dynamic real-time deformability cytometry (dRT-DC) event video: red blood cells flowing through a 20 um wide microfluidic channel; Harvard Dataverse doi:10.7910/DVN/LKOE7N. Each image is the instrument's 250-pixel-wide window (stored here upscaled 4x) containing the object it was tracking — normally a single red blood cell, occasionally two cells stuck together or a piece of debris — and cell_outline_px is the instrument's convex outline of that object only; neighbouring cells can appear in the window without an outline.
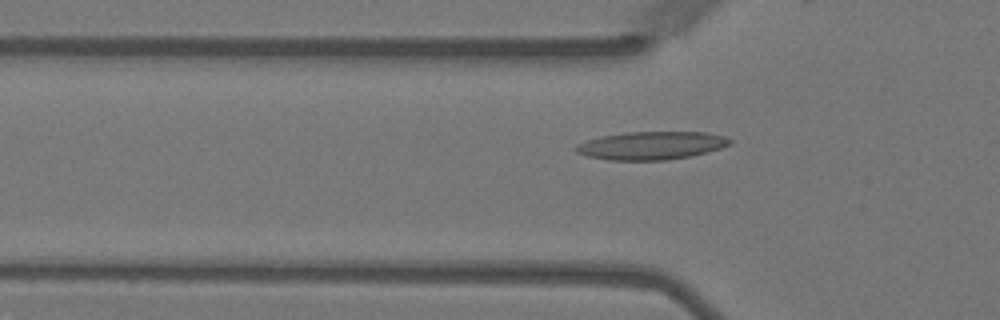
{"species": "Egyptian fruit bat (a non-hibernating species)", "species_latin": "Rousettus aegyptiacus", "temperature_condition": "warm", "stored_images_in_passage": 42, "camera_frame_rate_fps": 3000, "um_per_image_px": 0.085, "animal": {"sex": "female"}, "frame": {"image": 1, "passage_image": 6, "time_ms": 1.667, "image_size_px": [1000, 320], "cell_outline_px": [[732, 144], [720, 148], [692, 156], [668, 160], [608, 160], [588, 156], [576, 152], [572, 148], [576, 144], [600, 136], [624, 132], [704, 132], [724, 136], [732, 140]], "centroid_in_image_um": [55.34, 12.37], "position_along_channel_um": 70.5, "area_um2": 25.32}}
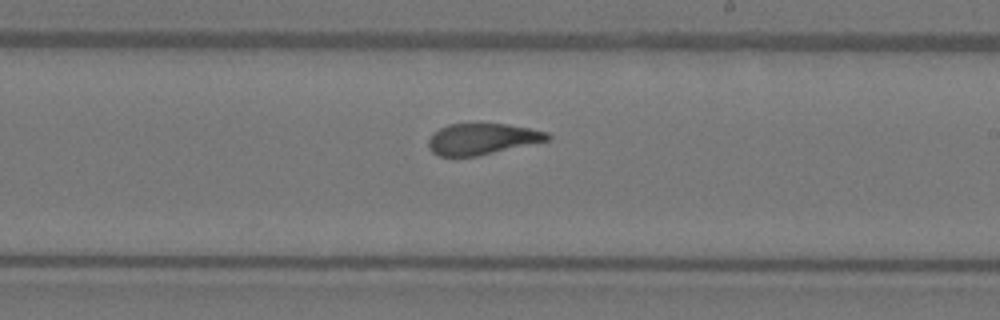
{"frame": {"image": 2, "passage_image": 21, "time_ms": 6.667, "image_size_px": [1000, 320], "cell_outline_px": [[552, 136], [548, 140], [476, 156], [440, 156], [432, 152], [428, 148], [428, 140], [432, 132], [448, 124], [508, 124], [548, 132]], "centroid_in_image_um": [40.94, 11.81], "position_along_channel_um": 248.1, "area_um2": 21.44}}
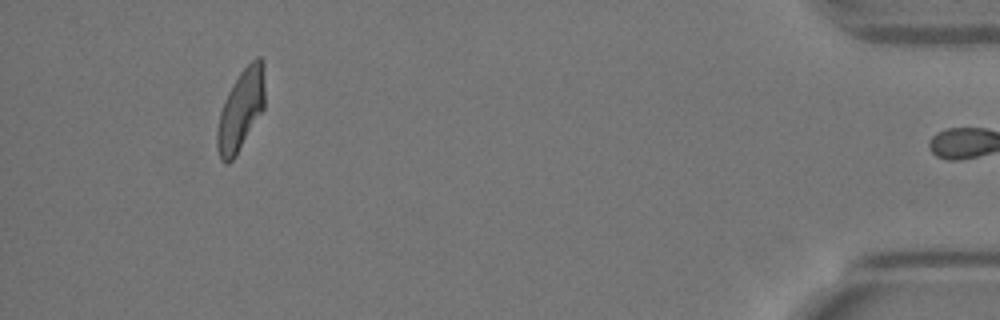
{"frame": {"image": 3, "passage_image": 41, "time_ms": 13.333, "image_size_px": [1000, 320], "cell_outline_px": [[264, 108], [236, 156], [228, 164], [224, 164], [220, 160], [216, 144], [216, 132], [220, 112], [224, 100], [228, 92], [240, 72], [256, 56], [260, 56], [264, 60]], "centroid_in_image_um": [20.46, 9.36], "position_along_channel_um": 414.7, "area_um2": 22.6}, "authors_computed_cell_mechanics": {"area_um2": 22.6287, "velocity_mm_per_s": 3.5327, "shape_relaxation_time_tau1_ms": 8.0499, "shape_relaxation_time_tau2_ms": 1.7674, "deformation_change_tau1": 0.2287, "deformation_change_tau2": 0.0881}}